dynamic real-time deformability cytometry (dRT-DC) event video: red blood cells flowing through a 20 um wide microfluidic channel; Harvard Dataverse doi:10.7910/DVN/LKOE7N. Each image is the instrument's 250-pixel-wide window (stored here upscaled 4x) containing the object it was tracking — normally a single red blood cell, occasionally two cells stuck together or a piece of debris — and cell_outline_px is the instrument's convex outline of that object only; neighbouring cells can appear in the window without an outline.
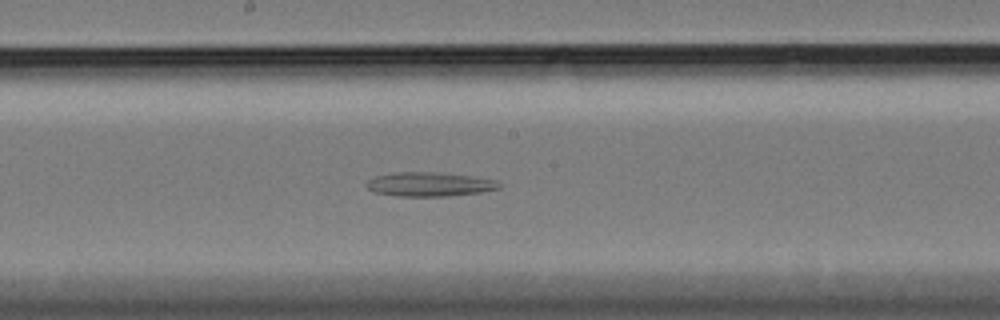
{"species": "Egyptian fruit bat (a non-hibernating species)", "species_latin": "Rousettus aegyptiacus", "temperature_condition": "cold", "stored_images_in_passage": 42, "camera_frame_rate_fps": 3000, "um_per_image_px": 0.085, "animal": {"sex": "female"}, "frame": {"image": 1, "passage_image": 21, "time_ms": 6.667, "image_size_px": [1000, 320], "cell_outline_px": [[500, 188], [480, 192], [448, 196], [400, 196], [376, 192], [368, 188], [364, 184], [372, 176], [396, 172], [440, 172], [472, 176], [496, 180], [500, 184]], "centroid_in_image_um": [36.48, 15.65], "position_along_channel_um": 211.7, "area_um2": 18.67}}
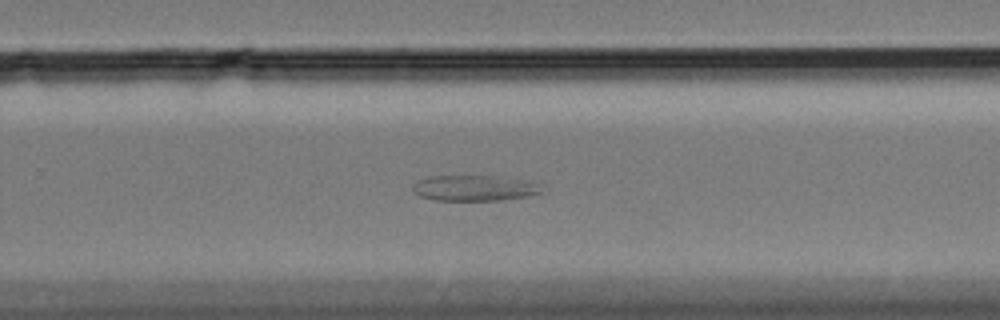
{"frame": {"image": 2, "passage_image": 28, "time_ms": 9.0, "image_size_px": [1000, 320], "cell_outline_px": [[544, 192], [528, 196], [504, 200], [432, 200], [420, 196], [412, 188], [412, 184], [416, 180], [428, 176], [500, 176], [544, 184]], "centroid_in_image_um": [40.36, 15.98], "position_along_channel_um": 289.4, "area_um2": 19.59}}
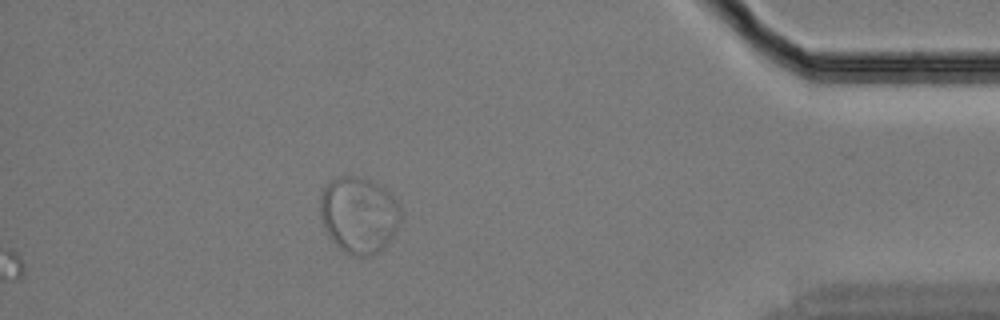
{"frame": {"image": 3, "passage_image": 42, "time_ms": 13.667, "image_size_px": [1000, 320], "cell_outline_px": [[400, 220], [392, 236], [384, 248], [372, 256], [352, 256], [344, 252], [328, 236], [324, 228], [320, 216], [320, 196], [324, 188], [332, 180], [340, 176], [356, 176], [380, 184], [396, 200], [400, 208]], "centroid_in_image_um": [30.49, 18.28], "position_along_channel_um": 404.7, "area_um2": 35.89}}